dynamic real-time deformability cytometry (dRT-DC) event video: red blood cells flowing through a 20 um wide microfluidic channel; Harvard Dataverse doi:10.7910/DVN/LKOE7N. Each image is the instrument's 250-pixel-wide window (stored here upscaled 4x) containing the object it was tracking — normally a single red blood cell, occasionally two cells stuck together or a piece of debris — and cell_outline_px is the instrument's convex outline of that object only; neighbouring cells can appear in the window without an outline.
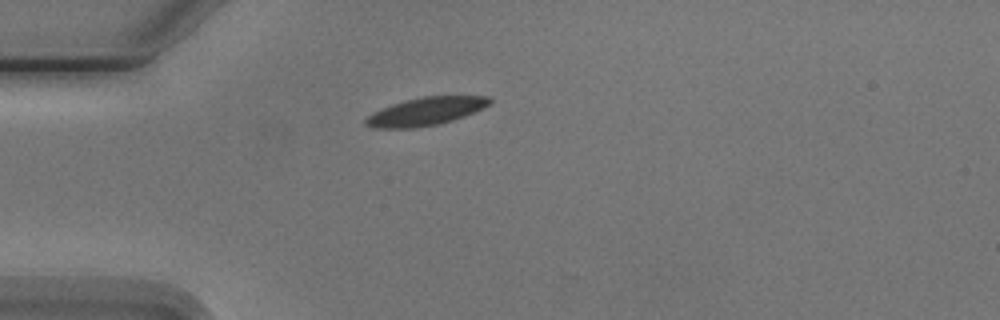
{"species": "Egyptian fruit bat (a non-hibernating species)", "species_latin": "Rousettus aegyptiacus", "temperature_condition": "cold", "stored_images_in_passage": 1, "camera_frame_rate_fps": 3000, "um_per_image_px": 0.085, "animal": {"sex": "male"}, "frame": {"image": 1, "passage_image": 1, "time_ms": 0.0, "image_size_px": [1000, 320], "cell_outline_px": [[492, 104], [464, 116], [452, 120], [436, 124], [412, 128], [372, 128], [364, 124], [364, 120], [372, 112], [392, 104], [404, 100], [424, 96], [488, 96], [492, 100]], "centroid_in_image_um": [36.17, 9.46], "position_along_channel_um": 48.8, "area_um2": 20.17}}